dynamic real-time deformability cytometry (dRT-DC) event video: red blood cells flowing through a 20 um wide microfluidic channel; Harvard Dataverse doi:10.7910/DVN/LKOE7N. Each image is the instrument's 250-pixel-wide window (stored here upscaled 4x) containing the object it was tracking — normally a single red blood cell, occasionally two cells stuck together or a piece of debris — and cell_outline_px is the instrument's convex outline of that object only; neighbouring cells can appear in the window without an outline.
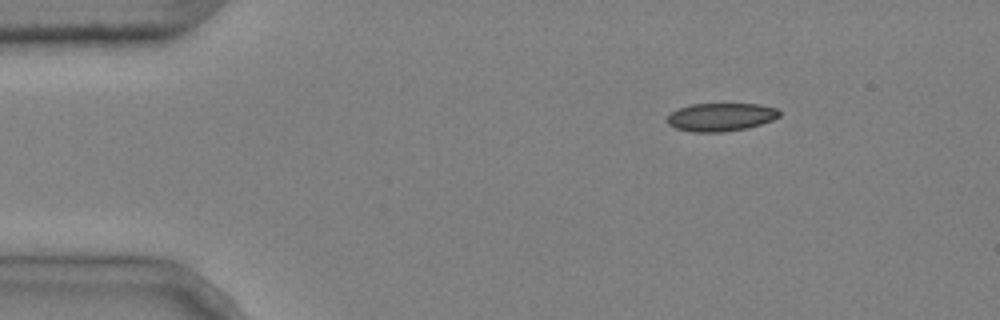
{"species": "common noctule bat (a hibernating species)", "species_latin": "Nyctalus noctula", "temperature_condition": "cold", "stored_images_in_passage": 3, "camera_frame_rate_fps": 3000, "um_per_image_px": 0.085, "animal": {"sex": "male", "body_mass_g": 20.4}, "frame": {"image": 1, "passage_image": 1, "time_ms": 0.0, "image_size_px": [1000, 320], "cell_outline_px": [[780, 116], [772, 120], [748, 128], [724, 132], [692, 132], [676, 128], [668, 124], [668, 116], [672, 112], [680, 108], [692, 104], [760, 104], [776, 108], [780, 112]], "centroid_in_image_um": [61.29, 9.95], "position_along_channel_um": 23.7, "area_um2": 18.32}}